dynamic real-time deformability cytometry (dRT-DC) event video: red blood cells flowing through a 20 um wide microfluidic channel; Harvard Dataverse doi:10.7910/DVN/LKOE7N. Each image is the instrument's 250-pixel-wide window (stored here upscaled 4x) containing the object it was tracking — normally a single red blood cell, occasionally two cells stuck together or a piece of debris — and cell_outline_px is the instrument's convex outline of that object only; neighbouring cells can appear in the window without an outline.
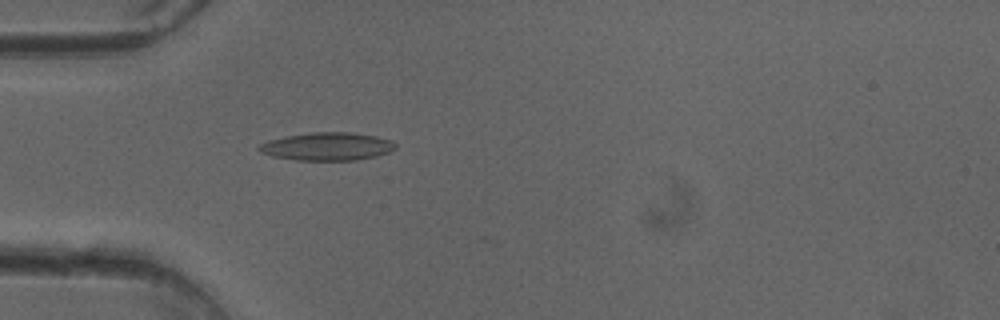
{"species": "common noctule bat (a hibernating species)", "species_latin": "Nyctalus noctula", "temperature_condition": "cold", "stored_images_in_passage": 16, "camera_frame_rate_fps": 3000, "um_per_image_px": 0.085, "animal": {"sex": "female"}, "frame": {"image": 1, "passage_image": 15, "time_ms": 4.667, "image_size_px": [1000, 320], "cell_outline_px": [[396, 148], [388, 152], [376, 156], [356, 160], [296, 160], [272, 156], [260, 152], [256, 148], [260, 144], [268, 140], [284, 136], [308, 132], [352, 132], [376, 136], [392, 140], [396, 144]], "centroid_in_image_um": [27.8, 12.44], "position_along_channel_um": 57.2, "area_um2": 22.43}}